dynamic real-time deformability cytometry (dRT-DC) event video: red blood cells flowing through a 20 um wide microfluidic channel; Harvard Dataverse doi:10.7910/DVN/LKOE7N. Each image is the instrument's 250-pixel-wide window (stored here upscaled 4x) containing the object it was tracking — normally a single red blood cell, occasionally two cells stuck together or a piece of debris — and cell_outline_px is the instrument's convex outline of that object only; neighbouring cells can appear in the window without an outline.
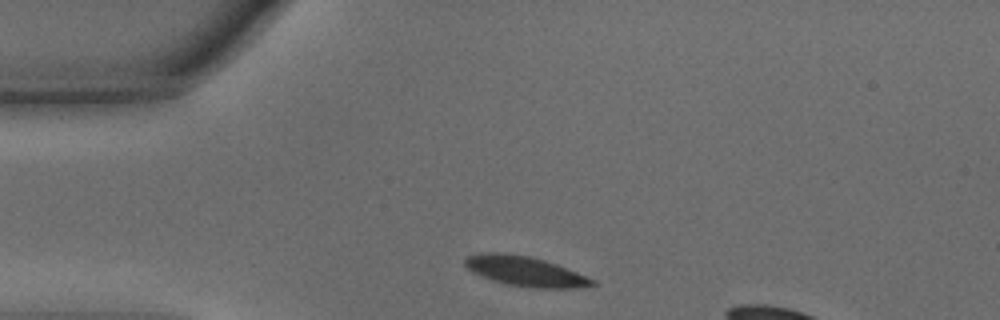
{"species": "common noctule bat (a hibernating species)", "species_latin": "Nyctalus noctula", "temperature_condition": "warm", "stored_images_in_passage": 27, "camera_frame_rate_fps": 3000, "um_per_image_px": 0.085, "animal": {"sex": "male", "body_mass_g": 15.6}, "frame": {"image": 1, "passage_image": 1, "time_ms": 0.0, "image_size_px": [1000, 320], "cell_outline_px": [[596, 284], [576, 288], [532, 288], [508, 284], [492, 280], [480, 276], [472, 272], [464, 264], [464, 260], [468, 256], [480, 252], [500, 252], [528, 256], [544, 260], [556, 264], [596, 280]], "centroid_in_image_um": [44.61, 23.05], "position_along_channel_um": 40.4, "area_um2": 22.08}}
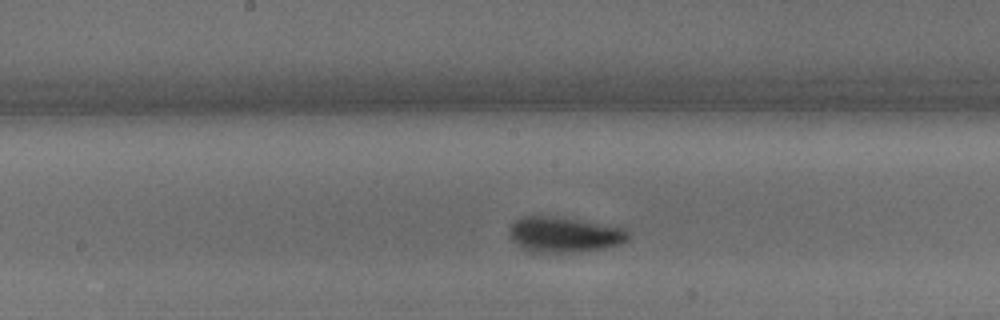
{"frame": {"image": 2, "passage_image": 14, "time_ms": 4.333, "image_size_px": [1000, 320], "cell_outline_px": [[628, 240], [620, 244], [604, 248], [580, 252], [528, 252], [512, 240], [512, 224], [516, 220], [524, 216], [556, 216], [624, 228], [628, 232]], "centroid_in_image_um": [47.98, 19.95], "position_along_channel_um": 200.2, "area_um2": 24.22}}
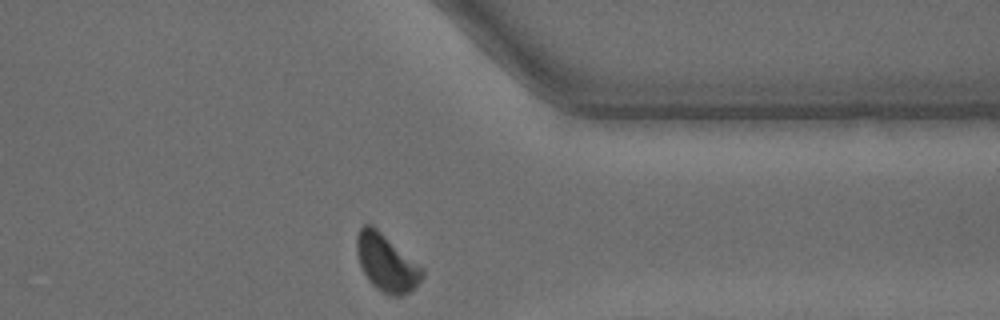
{"frame": {"image": 3, "passage_image": 27, "time_ms": 8.667, "image_size_px": [1000, 320], "cell_outline_px": [[424, 276], [408, 292], [400, 296], [392, 296], [376, 288], [368, 280], [360, 264], [356, 252], [356, 236], [360, 228], [364, 224], [372, 224], [424, 268]], "centroid_in_image_um": [32.84, 22.31], "position_along_channel_um": 378.6, "area_um2": 21.68}, "authors_computed_cell_mechanics": {"area_um2": 23.0044, "velocity_mm_per_s": 4.286, "shape_relaxation_time_tau1_ms": 2.0263, "shape_relaxation_time_tau2_ms": null, "deformation_change_tau1": 0.1209, "deformation_change_tau2": null}}